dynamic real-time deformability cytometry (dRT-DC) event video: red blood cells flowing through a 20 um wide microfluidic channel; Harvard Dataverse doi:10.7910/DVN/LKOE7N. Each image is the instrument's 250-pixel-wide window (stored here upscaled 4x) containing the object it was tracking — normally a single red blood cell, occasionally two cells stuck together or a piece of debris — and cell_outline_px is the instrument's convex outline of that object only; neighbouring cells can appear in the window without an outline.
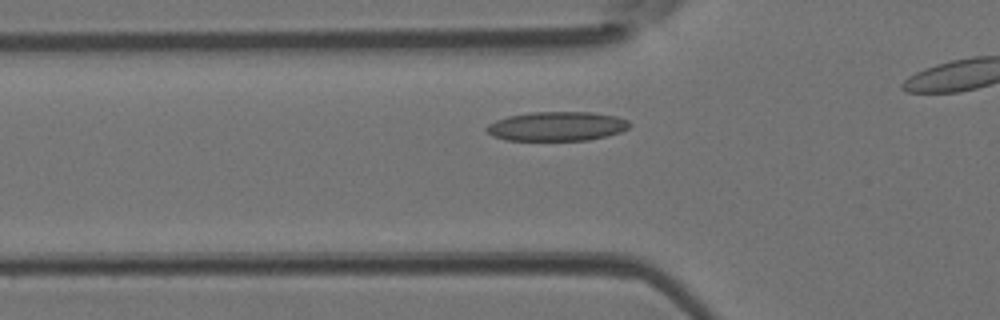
{"species": "Egyptian fruit bat (a non-hibernating species)", "species_latin": "Rousettus aegyptiacus", "temperature_condition": "room temperature", "stored_images_in_passage": 31, "camera_frame_rate_fps": 3000, "um_per_image_px": 0.085, "animal": {"sex": "female"}, "frame": {"image": 1, "passage_image": 8, "time_ms": 2.333, "image_size_px": [1000, 320], "cell_outline_px": [[632, 124], [628, 128], [620, 132], [588, 140], [508, 140], [492, 136], [484, 128], [488, 124], [496, 120], [508, 116], [528, 112], [592, 112], [616, 116], [628, 120]], "centroid_in_image_um": [47.32, 10.72], "position_along_channel_um": 78.5, "area_um2": 24.39}}
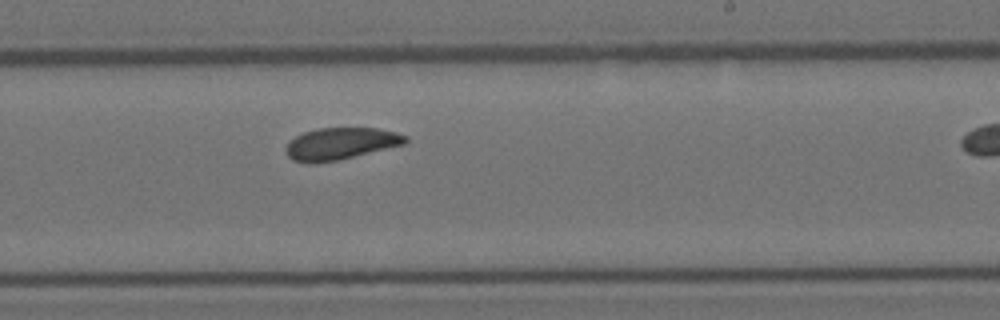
{"frame": {"image": 2, "passage_image": 21, "time_ms": 6.667, "image_size_px": [1000, 320], "cell_outline_px": [[408, 140], [404, 144], [336, 160], [312, 164], [308, 164], [292, 160], [288, 156], [284, 148], [296, 136], [304, 132], [320, 128], [376, 128], [396, 132], [408, 136]], "centroid_in_image_um": [28.93, 12.21], "position_along_channel_um": 260.1, "area_um2": 22.02}}
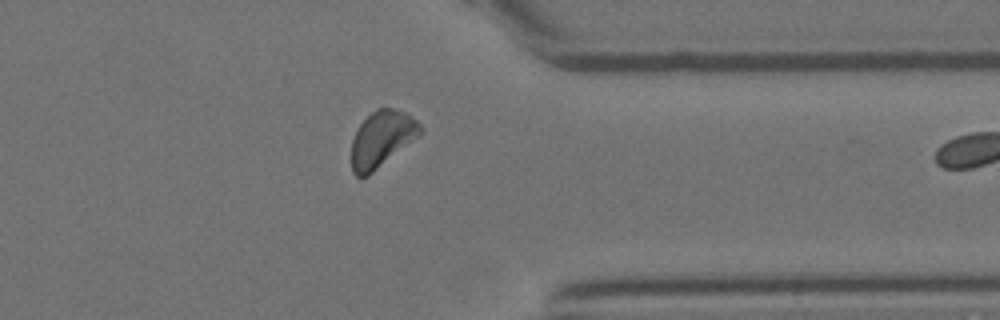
{"frame": {"image": 3, "passage_image": 30, "time_ms": 9.667, "image_size_px": [1000, 320], "cell_outline_px": [[424, 132], [368, 176], [356, 176], [352, 172], [352, 140], [360, 124], [376, 108], [392, 108], [404, 112], [416, 120], [424, 128]], "centroid_in_image_um": [32.47, 11.81], "position_along_channel_um": 378.9, "area_um2": 22.31}}